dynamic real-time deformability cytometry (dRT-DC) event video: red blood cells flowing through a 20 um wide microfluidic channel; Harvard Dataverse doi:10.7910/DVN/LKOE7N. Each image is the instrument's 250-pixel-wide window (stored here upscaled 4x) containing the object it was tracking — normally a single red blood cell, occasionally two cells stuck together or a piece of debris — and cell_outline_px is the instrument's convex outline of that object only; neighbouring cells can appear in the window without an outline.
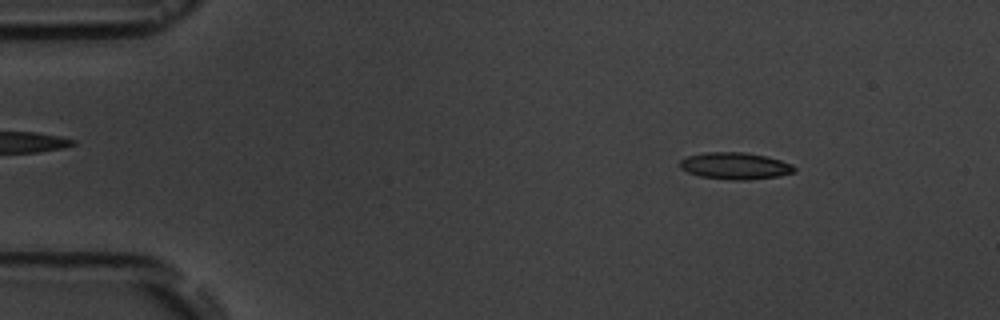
{"species": "common noctule bat (a hibernating species)", "species_latin": "Nyctalus noctula", "temperature_condition": "room temperature", "stored_images_in_passage": 4, "camera_frame_rate_fps": 3000, "um_per_image_px": 0.085, "animal": {"sex": "male", "body_mass_g": 19.5, "forearm_length_mm": 54.6}, "frame": {"image": 1, "passage_image": 1, "time_ms": 0.0, "image_size_px": [1000, 320], "cell_outline_px": [[796, 172], [780, 176], [748, 180], [732, 180], [700, 176], [688, 172], [680, 168], [680, 160], [688, 156], [704, 152], [744, 152], [768, 156], [792, 164], [796, 168]], "centroid_in_image_um": [62.52, 14.1], "position_along_channel_um": 22.5, "area_um2": 18.03}}